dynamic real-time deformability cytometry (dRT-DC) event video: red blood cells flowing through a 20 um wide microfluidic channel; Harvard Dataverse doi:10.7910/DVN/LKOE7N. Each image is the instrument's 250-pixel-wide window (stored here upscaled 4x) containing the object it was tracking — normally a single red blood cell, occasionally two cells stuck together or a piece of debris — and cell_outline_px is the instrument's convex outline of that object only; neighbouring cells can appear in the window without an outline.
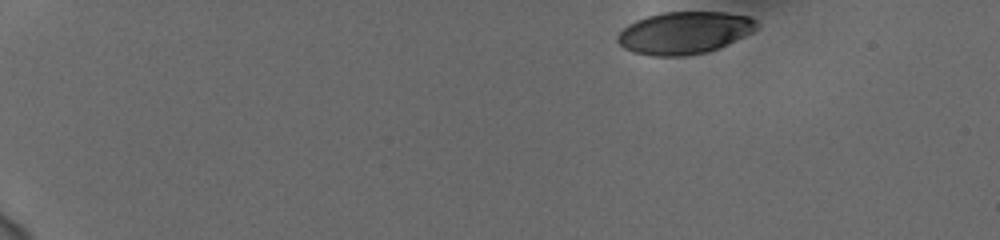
{"species": "human", "species_latin": "Homo sapiens", "temperature_condition": "cold", "stored_images_in_passage": 49, "camera_frame_rate_fps": 3000, "um_per_image_px": 0.085, "donor": {"sex": "female"}, "frame": {"image": 1, "passage_image": 1, "time_ms": 0.0, "image_size_px": [1000, 240], "cell_outline_px": [[756, 28], [752, 32], [720, 48], [708, 52], [684, 56], [652, 56], [632, 52], [624, 48], [616, 40], [616, 36], [628, 24], [636, 20], [648, 16], [664, 12], [724, 12], [748, 16], [756, 20]], "centroid_in_image_um": [58.15, 2.79], "position_along_channel_um": 26.8, "area_um2": 34.28}}
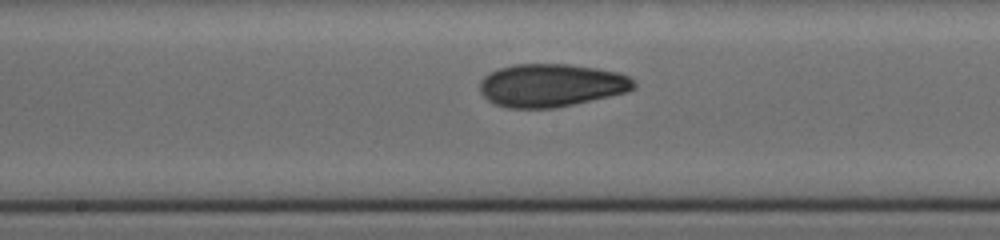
{"frame": {"image": 2, "passage_image": 25, "time_ms": 8.0, "image_size_px": [1000, 240], "cell_outline_px": [[636, 88], [628, 92], [556, 108], [508, 108], [496, 104], [488, 100], [480, 92], [480, 80], [484, 76], [500, 68], [516, 64], [568, 64], [596, 68], [620, 72], [628, 76], [636, 84]], "centroid_in_image_um": [46.88, 7.25], "position_along_channel_um": 201.3, "area_um2": 38.67}}
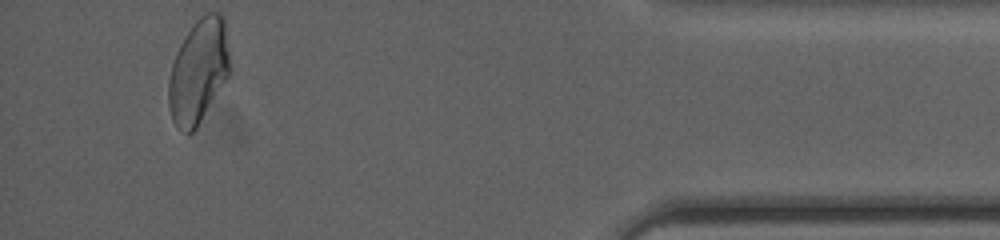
{"frame": {"image": 3, "passage_image": 46, "time_ms": 15.0, "image_size_px": [1000, 240], "cell_outline_px": [[232, 72], [196, 128], [192, 132], [184, 132], [176, 128], [172, 120], [168, 104], [168, 80], [172, 64], [176, 52], [180, 44], [192, 24], [200, 16], [208, 12], [220, 12], [224, 16]], "centroid_in_image_um": [16.89, 6.03], "position_along_channel_um": 418.3, "area_um2": 37.69}, "authors_computed_cell_mechanics": {"area_um2": 37.57, "velocity_mm_per_s": 3.7444, "shape_relaxation_time_tau1_ms": 8.5599, "shape_relaxation_time_tau2_ms": 2.4477, "deformation_change_tau1": 0.2004, "deformation_change_tau2": 0.0824}}